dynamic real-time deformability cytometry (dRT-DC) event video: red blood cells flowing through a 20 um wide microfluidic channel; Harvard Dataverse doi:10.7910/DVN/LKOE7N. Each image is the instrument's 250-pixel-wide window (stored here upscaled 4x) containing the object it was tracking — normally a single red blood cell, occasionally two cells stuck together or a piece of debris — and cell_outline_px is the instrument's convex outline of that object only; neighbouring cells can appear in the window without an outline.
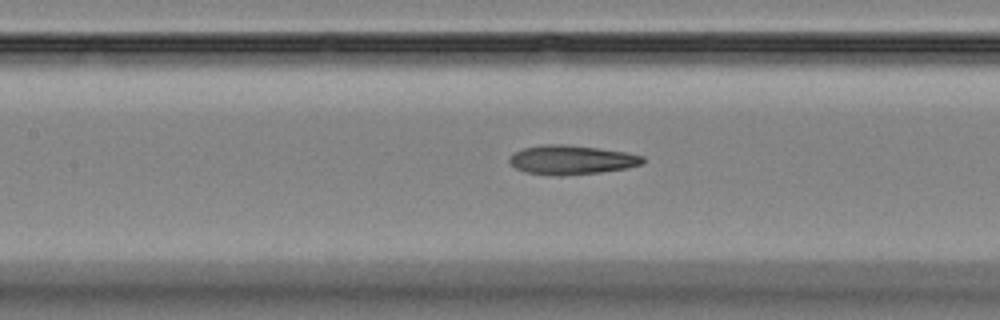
{"species": "Egyptian fruit bat (a non-hibernating species)", "species_latin": "Rousettus aegyptiacus", "temperature_condition": "room temperature", "stored_images_in_passage": 55, "camera_frame_rate_fps": 3000, "um_per_image_px": 0.085, "animal": {"sex": "female"}, "frame": {"image": 1, "passage_image": 25, "time_ms": 8.0, "image_size_px": [1000, 320], "cell_outline_px": [[644, 164], [628, 168], [600, 172], [560, 176], [556, 176], [524, 172], [516, 168], [508, 160], [516, 152], [524, 148], [544, 144], [564, 144], [600, 148], [628, 152], [644, 156]], "centroid_in_image_um": [48.63, 13.59], "position_along_channel_um": 158.8, "area_um2": 22.77}}
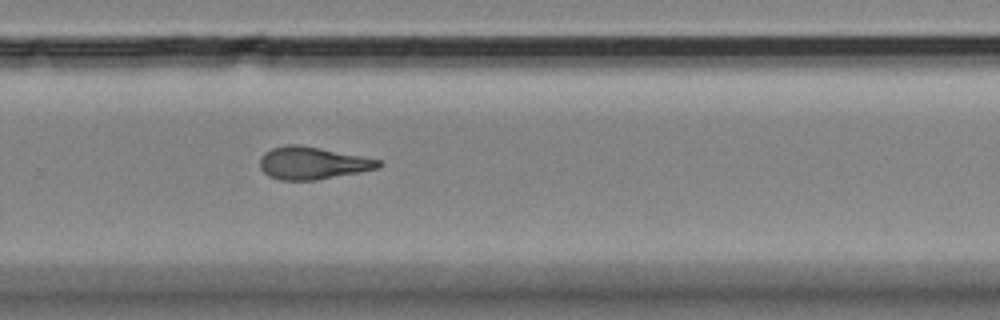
{"frame": {"image": 2, "passage_image": 37, "time_ms": 12.0, "image_size_px": [1000, 320], "cell_outline_px": [[384, 164], [380, 168], [360, 172], [316, 180], [280, 180], [268, 176], [260, 168], [260, 160], [264, 152], [272, 148], [284, 144], [300, 144], [380, 160]], "centroid_in_image_um": [26.55, 13.86], "position_along_channel_um": 303.2, "area_um2": 22.48}}
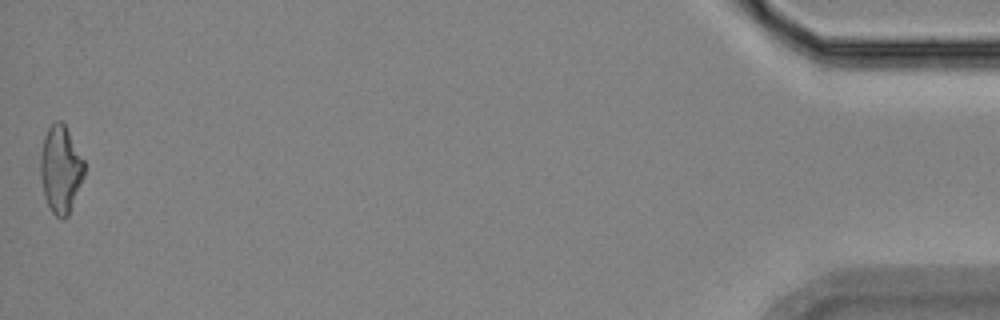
{"frame": {"image": 3, "passage_image": 55, "time_ms": 18.0, "image_size_px": [1000, 320], "cell_outline_px": [[84, 176], [68, 216], [64, 220], [60, 220], [52, 212], [44, 196], [40, 176], [40, 156], [44, 136], [48, 128], [56, 120], [60, 120], [64, 124], [84, 160]], "centroid_in_image_um": [5.14, 14.41], "position_along_channel_um": 430.1, "area_um2": 22.25}, "authors_computed_cell_mechanics": {"area_um2": 22.5998, "velocity_mm_per_s": 3.6258, "shape_relaxation_time_tau1_ms": 6.5599, "shape_relaxation_time_tau2_ms": 3.5236, "deformation_change_tau1": 0.2082, "deformation_change_tau2": 0.1362}}